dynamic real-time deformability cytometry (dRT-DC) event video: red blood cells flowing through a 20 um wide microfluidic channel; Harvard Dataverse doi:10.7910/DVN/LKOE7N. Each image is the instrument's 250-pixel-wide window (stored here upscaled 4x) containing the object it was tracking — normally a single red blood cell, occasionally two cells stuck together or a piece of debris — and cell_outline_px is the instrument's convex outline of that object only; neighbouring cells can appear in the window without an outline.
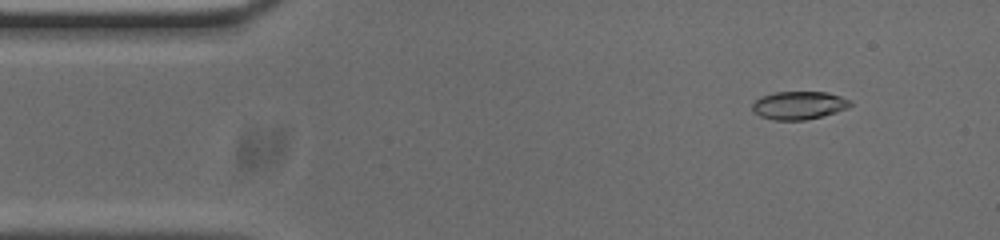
{"species": "common noctule bat (a hibernating species)", "species_latin": "Nyctalus noctula", "temperature_condition": "cold", "stored_images_in_passage": 53, "camera_frame_rate_fps": 3000, "um_per_image_px": 0.085, "animal": {"sex": "male", "body_mass_g": 20.0, "forearm_length_mm": 53.3}, "frame": {"image": 1, "passage_image": 5, "time_ms": 1.333, "image_size_px": [1000, 240], "cell_outline_px": [[852, 104], [848, 108], [836, 112], [804, 120], [772, 120], [760, 116], [752, 112], [752, 104], [760, 96], [776, 92], [828, 92], [852, 100]], "centroid_in_image_um": [67.89, 8.95], "position_along_channel_um": 17.1, "area_um2": 16.13}}
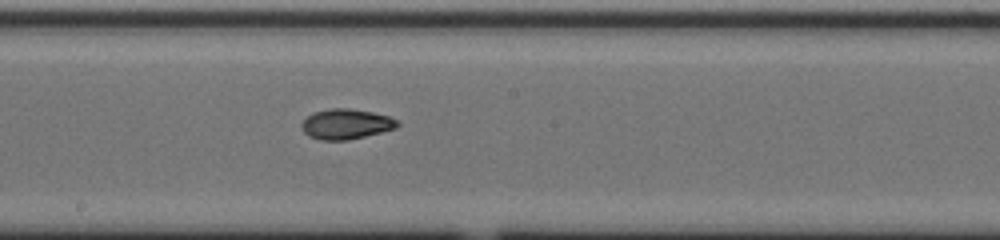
{"frame": {"image": 2, "passage_image": 27, "time_ms": 8.667, "image_size_px": [1000, 240], "cell_outline_px": [[400, 124], [396, 128], [348, 140], [320, 140], [308, 136], [300, 128], [300, 124], [312, 112], [328, 108], [348, 108], [372, 112], [388, 116], [400, 120]], "centroid_in_image_um": [29.39, 10.54], "position_along_channel_um": 218.8, "area_um2": 16.99}}
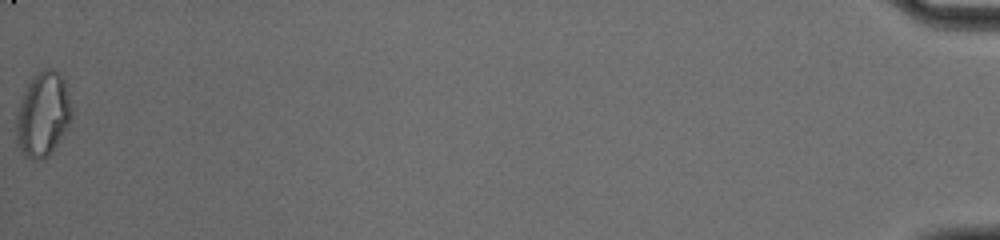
{"frame": {"image": 3, "passage_image": 53, "time_ms": 17.333, "image_size_px": [1000, 240], "cell_outline_px": [[72, 120], [52, 152], [44, 160], [32, 160], [24, 156], [20, 152], [16, 140], [16, 116], [20, 96], [28, 84], [44, 68], [52, 68], [60, 72], [64, 80], [68, 92], [72, 108]], "centroid_in_image_um": [3.64, 9.76], "position_along_channel_um": 431.6, "area_um2": 27.74}, "authors_computed_cell_mechanics": {"area_um2": 16.762, "velocity_mm_per_s": 3.7639, "shape_relaxation_time_tau1_ms": 4.1325, "shape_relaxation_time_tau2_ms": 6.0543, "deformation_change_tau1": 0.1574, "deformation_change_tau2": 0.0751}}